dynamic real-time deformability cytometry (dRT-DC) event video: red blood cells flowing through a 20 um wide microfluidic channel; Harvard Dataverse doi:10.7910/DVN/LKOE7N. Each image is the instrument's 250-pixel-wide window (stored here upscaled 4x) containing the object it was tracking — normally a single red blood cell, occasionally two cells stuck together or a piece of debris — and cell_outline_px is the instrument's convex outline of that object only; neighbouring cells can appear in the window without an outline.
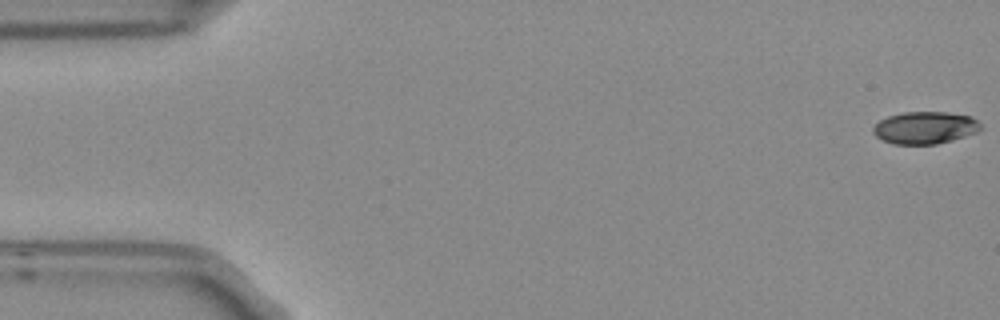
{"species": "Egyptian fruit bat (a non-hibernating species)", "species_latin": "Rousettus aegyptiacus", "temperature_condition": "room temperature", "stored_images_in_passage": 5, "camera_frame_rate_fps": 3000, "um_per_image_px": 0.085, "frame": {"image": 1, "passage_image": 1, "time_ms": 0.0, "image_size_px": [1000, 320], "cell_outline_px": [[984, 128], [976, 132], [952, 140], [936, 144], [892, 144], [876, 136], [872, 132], [872, 128], [880, 120], [888, 116], [904, 112], [948, 112], [972, 116]], "centroid_in_image_um": [78.63, 10.85], "position_along_channel_um": 6.4, "area_um2": 20.23}}
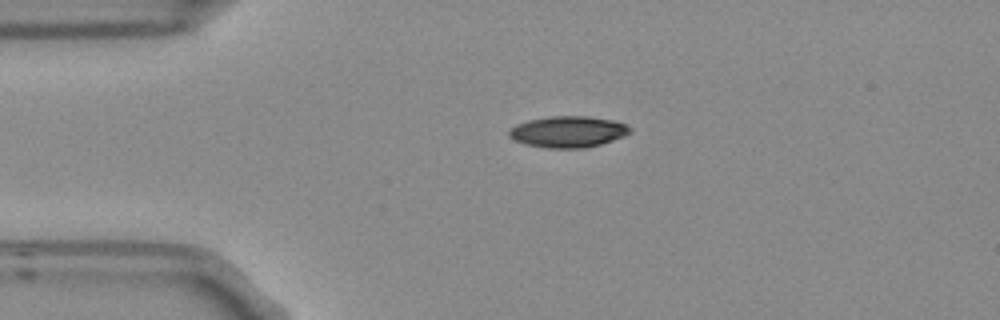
{"frame": {"image": 2, "passage_image": 4, "time_ms": 1.0, "image_size_px": [1000, 320], "cell_outline_px": [[632, 132], [624, 136], [600, 144], [584, 148], [544, 148], [524, 144], [512, 140], [508, 136], [508, 132], [516, 124], [528, 120], [552, 116], [588, 116], [612, 120], [624, 124], [632, 128]], "centroid_in_image_um": [48.25, 11.2], "position_along_channel_um": 36.7, "area_um2": 22.14}}